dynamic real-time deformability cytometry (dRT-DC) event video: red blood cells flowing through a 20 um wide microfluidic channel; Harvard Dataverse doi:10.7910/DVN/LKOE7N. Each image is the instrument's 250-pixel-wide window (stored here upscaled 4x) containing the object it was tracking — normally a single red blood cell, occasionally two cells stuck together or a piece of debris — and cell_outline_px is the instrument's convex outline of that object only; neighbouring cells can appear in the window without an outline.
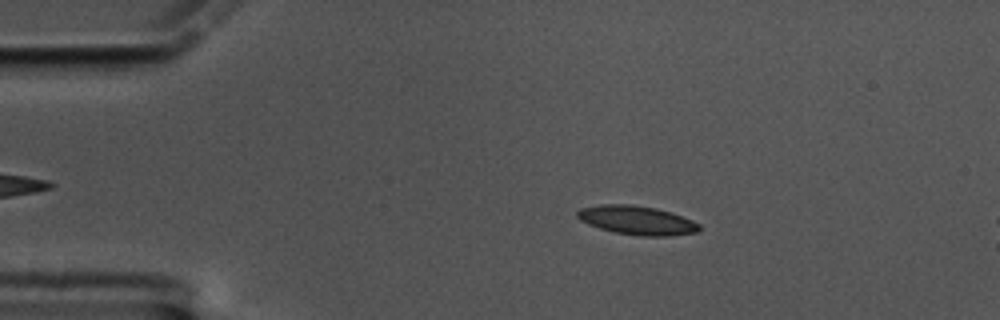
{"species": "common noctule bat (a hibernating species)", "species_latin": "Nyctalus noctula", "temperature_condition": "cold", "stored_images_in_passage": 18, "camera_frame_rate_fps": 3000, "um_per_image_px": 0.085, "animal": {"sex": "male", "body_mass_g": 17.5, "forearm_length_mm": 52.3}, "frame": {"image": 1, "passage_image": 11, "time_ms": 3.333, "image_size_px": [1000, 320], "cell_outline_px": [[700, 228], [696, 232], [668, 236], [640, 236], [612, 232], [588, 224], [580, 220], [576, 216], [576, 212], [580, 208], [600, 204], [632, 204], [656, 208], [672, 212], [692, 220], [700, 224]], "centroid_in_image_um": [54.11, 18.71], "position_along_channel_um": 30.9, "area_um2": 20.69}}